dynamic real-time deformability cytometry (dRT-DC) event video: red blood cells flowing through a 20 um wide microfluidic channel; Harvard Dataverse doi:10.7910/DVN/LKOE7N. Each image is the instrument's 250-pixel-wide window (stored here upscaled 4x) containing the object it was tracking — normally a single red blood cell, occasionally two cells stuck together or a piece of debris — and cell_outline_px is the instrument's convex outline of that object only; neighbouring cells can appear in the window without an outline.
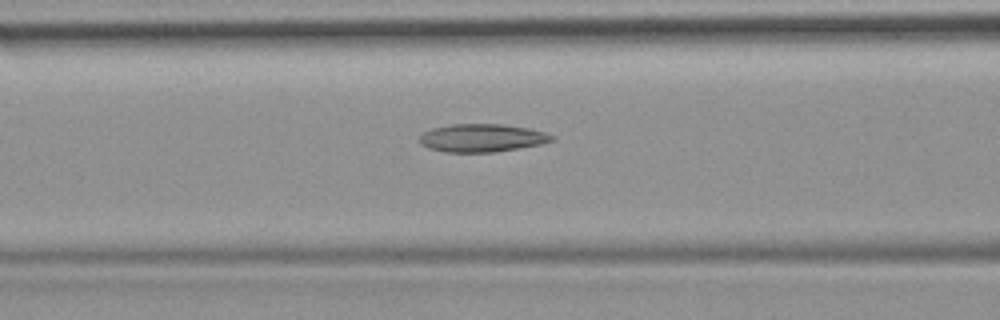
{"species": "common noctule bat (a hibernating species)", "species_latin": "Nyctalus noctula", "temperature_condition": "room temperature", "stored_images_in_passage": 7, "camera_frame_rate_fps": 3000, "um_per_image_px": 0.085, "animal": {"sex": "female", "body_mass_g": 19.9}, "frame": {"image": 1, "passage_image": 5, "time_ms": 1.333, "image_size_px": [1000, 320], "cell_outline_px": [[556, 136], [552, 140], [540, 144], [520, 148], [496, 152], [444, 152], [428, 148], [420, 144], [420, 136], [424, 132], [432, 128], [452, 124], [500, 124], [528, 128], [544, 132]], "centroid_in_image_um": [40.95, 11.73], "position_along_channel_um": 125.6, "area_um2": 21.56}}